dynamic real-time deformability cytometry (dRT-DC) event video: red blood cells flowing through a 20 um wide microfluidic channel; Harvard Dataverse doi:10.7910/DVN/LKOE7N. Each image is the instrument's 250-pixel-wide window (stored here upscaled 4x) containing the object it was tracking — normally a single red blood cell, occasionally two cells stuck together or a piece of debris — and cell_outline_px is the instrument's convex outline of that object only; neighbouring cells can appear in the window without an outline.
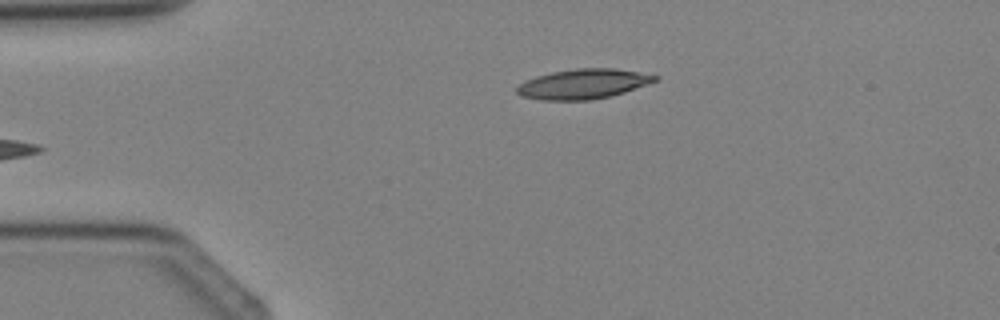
{"species": "Egyptian fruit bat (a non-hibernating species)", "species_latin": "Rousettus aegyptiacus", "temperature_condition": "cold", "stored_images_in_passage": 4, "camera_frame_rate_fps": 3000, "um_per_image_px": 0.085, "animal": {"sex": "female"}, "frame": {"image": 1, "passage_image": 4, "time_ms": 4.333, "image_size_px": [1000, 320], "cell_outline_px": [[660, 80], [624, 92], [592, 100], [540, 100], [520, 96], [516, 92], [516, 88], [524, 80], [536, 76], [552, 72], [576, 68], [612, 68], [660, 76]], "centroid_in_image_um": [49.55, 7.14], "position_along_channel_um": 35.5, "area_um2": 24.04}}